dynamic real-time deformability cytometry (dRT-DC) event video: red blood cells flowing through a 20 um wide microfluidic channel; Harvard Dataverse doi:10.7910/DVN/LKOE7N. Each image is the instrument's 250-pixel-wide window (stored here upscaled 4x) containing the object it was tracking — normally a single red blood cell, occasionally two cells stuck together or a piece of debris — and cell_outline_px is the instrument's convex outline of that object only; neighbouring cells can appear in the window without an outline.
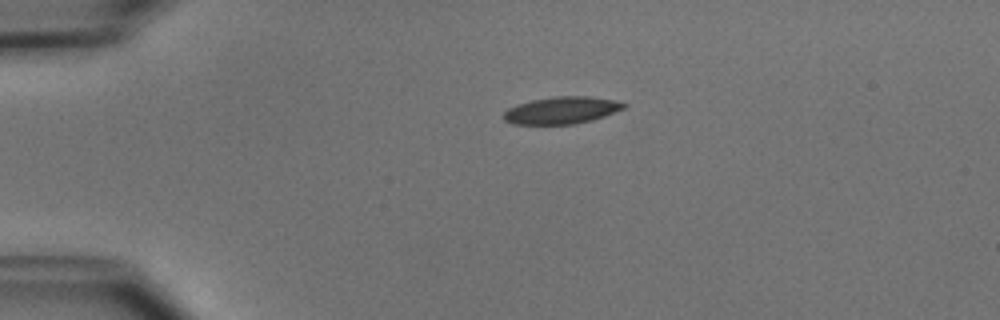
{"species": "common noctule bat (a hibernating species)", "species_latin": "Nyctalus noctula", "temperature_condition": "cold", "stored_images_in_passage": 41, "camera_frame_rate_fps": 3000, "um_per_image_px": 0.085, "animal": {"sex": "male", "body_mass_g": 15.6}, "frame": {"image": 1, "passage_image": 1, "time_ms": 0.0, "image_size_px": [1000, 320], "cell_outline_px": [[628, 104], [624, 108], [604, 116], [592, 120], [572, 124], [512, 124], [504, 120], [504, 112], [508, 108], [516, 104], [532, 100], [556, 96], [588, 96], [612, 100]], "centroid_in_image_um": [47.71, 9.37], "position_along_channel_um": 37.3, "area_um2": 18.84}}
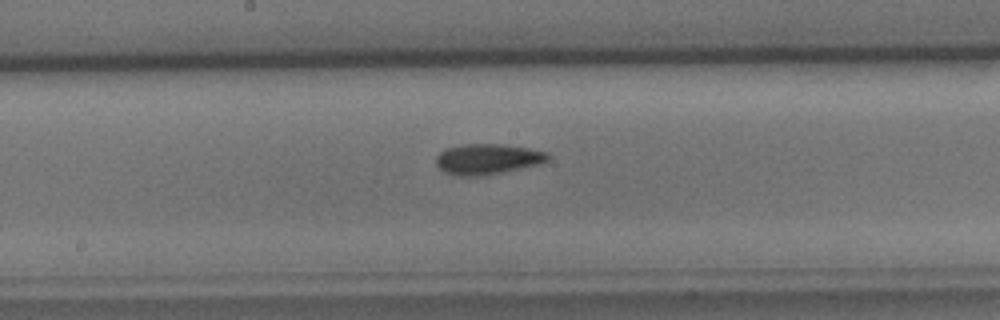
{"frame": {"image": 2, "passage_image": 17, "time_ms": 5.333, "image_size_px": [1000, 320], "cell_outline_px": [[552, 156], [548, 160], [540, 164], [484, 176], [456, 176], [444, 172], [436, 164], [436, 156], [440, 152], [448, 148], [464, 144], [500, 144], [528, 148], [548, 152]], "centroid_in_image_um": [41.46, 13.53], "position_along_channel_um": 206.7, "area_um2": 20.0}}
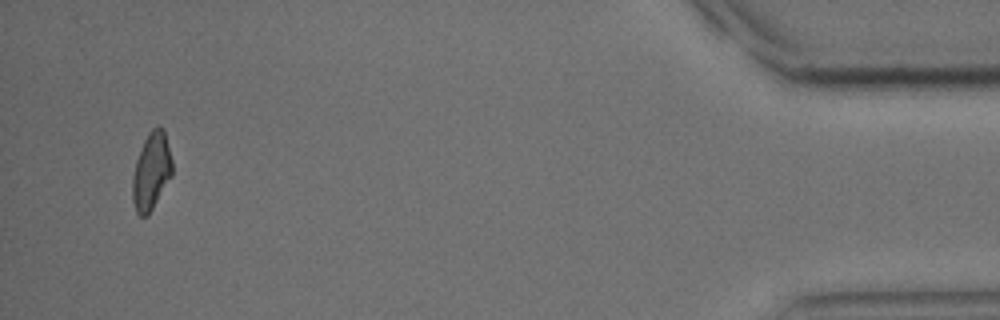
{"frame": {"image": 3, "passage_image": 39, "time_ms": 12.667, "image_size_px": [1000, 320], "cell_outline_px": [[172, 176], [148, 216], [140, 216], [136, 212], [132, 200], [132, 176], [136, 160], [144, 140], [148, 132], [156, 124], [164, 128], [172, 160]], "centroid_in_image_um": [12.86, 14.54], "position_along_channel_um": 422.3, "area_um2": 18.15}, "authors_computed_cell_mechanics": {"area_um2": 18.8428, "velocity_mm_per_s": 3.9176, "shape_relaxation_time_tau1_ms": 4.15, "shape_relaxation_time_tau2_ms": 6.5168, "deformation_change_tau1": 0.1388, "deformation_change_tau2": 0.1313}}